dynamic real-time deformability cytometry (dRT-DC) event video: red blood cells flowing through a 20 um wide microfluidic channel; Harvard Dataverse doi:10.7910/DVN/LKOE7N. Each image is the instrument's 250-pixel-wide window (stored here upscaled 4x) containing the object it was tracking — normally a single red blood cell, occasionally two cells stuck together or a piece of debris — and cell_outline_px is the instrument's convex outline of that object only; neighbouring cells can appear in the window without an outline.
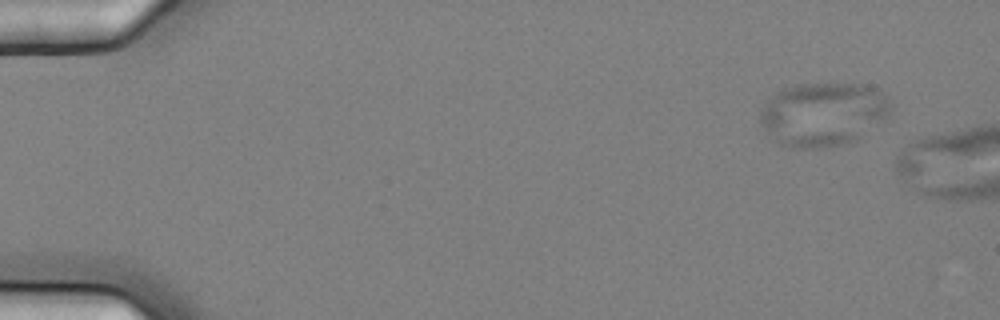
{"species": "common noctule bat (a hibernating species)", "species_latin": "Nyctalus noctula", "temperature_condition": "cold", "stored_images_in_passage": 4, "camera_frame_rate_fps": 3000, "um_per_image_px": 0.085, "animal": {"sex": "female", "body_mass_g": 25.1}, "frame": {"image": 1, "passage_image": 1, "time_ms": 0.0, "image_size_px": [1000, 320], "cell_outline_px": [[892, 108], [888, 116], [884, 120], [856, 140], [840, 144], [820, 148], [792, 148], [780, 144], [760, 124], [760, 108], [780, 88], [796, 84], [860, 84], [876, 88], [888, 96], [892, 104]], "centroid_in_image_um": [69.98, 9.69], "position_along_channel_um": 15.0, "area_um2": 48.67}}